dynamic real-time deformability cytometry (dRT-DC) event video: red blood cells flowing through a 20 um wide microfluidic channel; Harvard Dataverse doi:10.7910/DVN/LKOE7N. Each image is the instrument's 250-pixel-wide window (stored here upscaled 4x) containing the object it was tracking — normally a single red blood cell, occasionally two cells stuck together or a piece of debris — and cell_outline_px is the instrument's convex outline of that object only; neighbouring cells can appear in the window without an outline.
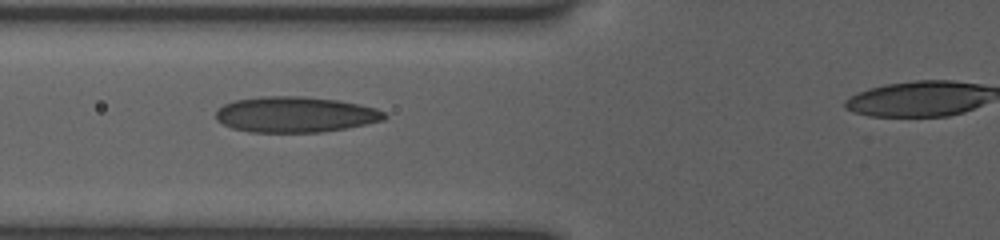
{"species": "human", "species_latin": "Homo sapiens", "temperature_condition": "room temperature", "stored_images_in_passage": 43, "camera_frame_rate_fps": 3000, "um_per_image_px": 0.085, "donor": {"sex": "female"}, "frame": {"image": 1, "passage_image": 16, "time_ms": 5.0, "image_size_px": [1000, 240], "cell_outline_px": [[388, 116], [384, 120], [344, 128], [320, 132], [248, 132], [232, 128], [216, 120], [216, 112], [224, 104], [232, 100], [260, 96], [304, 96], [340, 100], [360, 104], [376, 108], [384, 112]], "centroid_in_image_um": [25.09, 9.72], "position_along_channel_um": 100.7, "area_um2": 35.2}}
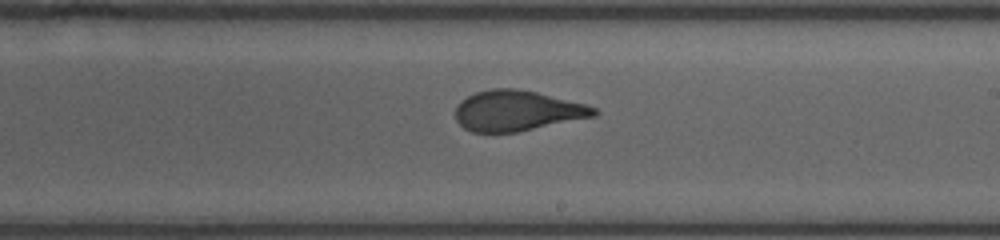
{"frame": {"image": 2, "passage_image": 27, "time_ms": 8.667, "image_size_px": [1000, 240], "cell_outline_px": [[600, 112], [596, 116], [516, 132], [472, 132], [464, 128], [456, 120], [456, 104], [460, 100], [476, 92], [492, 88], [512, 88], [536, 92], [588, 104], [596, 108]], "centroid_in_image_um": [43.97, 9.41], "position_along_channel_um": 245.0, "area_um2": 32.71}}
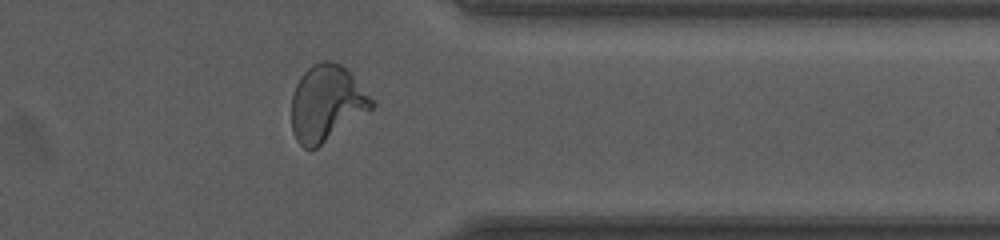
{"frame": {"image": 3, "passage_image": 38, "time_ms": 12.333, "image_size_px": [1000, 240], "cell_outline_px": [[376, 104], [372, 108], [316, 148], [304, 148], [296, 140], [292, 132], [292, 96], [296, 84], [300, 76], [312, 64], [320, 60], [332, 60], [340, 64], [352, 76]], "centroid_in_image_um": [27.71, 8.76], "position_along_channel_um": 383.7, "area_um2": 34.91}}